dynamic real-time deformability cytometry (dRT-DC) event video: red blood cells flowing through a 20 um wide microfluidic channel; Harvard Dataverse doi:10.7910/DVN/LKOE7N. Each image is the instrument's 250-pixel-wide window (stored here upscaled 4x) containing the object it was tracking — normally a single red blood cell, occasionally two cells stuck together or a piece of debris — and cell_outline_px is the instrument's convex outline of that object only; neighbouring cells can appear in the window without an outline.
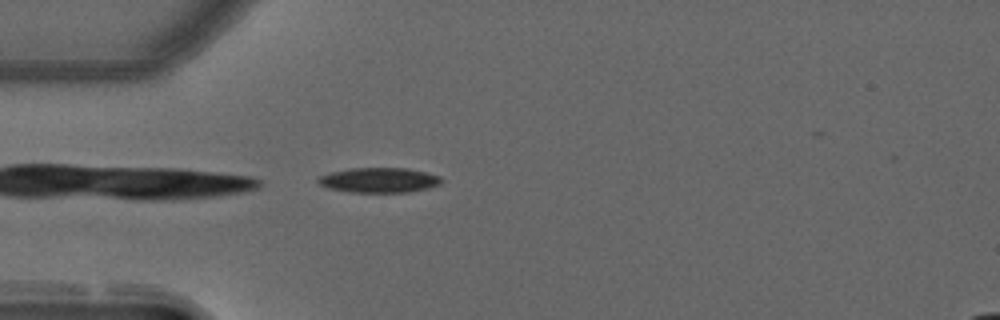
{"species": "common noctule bat (a hibernating species)", "species_latin": "Nyctalus noctula", "temperature_condition": "warm", "stored_images_in_passage": 29, "camera_frame_rate_fps": 3000, "um_per_image_px": 0.085, "animal": {"sex": "male", "forearm_length_mm": 52.5}, "frame": {"image": 1, "passage_image": 1, "time_ms": 0.0, "image_size_px": [1000, 320], "cell_outline_px": [[444, 180], [440, 184], [428, 188], [408, 192], [352, 192], [328, 188], [320, 184], [316, 180], [320, 176], [332, 172], [352, 168], [408, 168], [440, 176]], "centroid_in_image_um": [32.25, 15.31], "position_along_channel_um": 52.8, "area_um2": 17.8}}
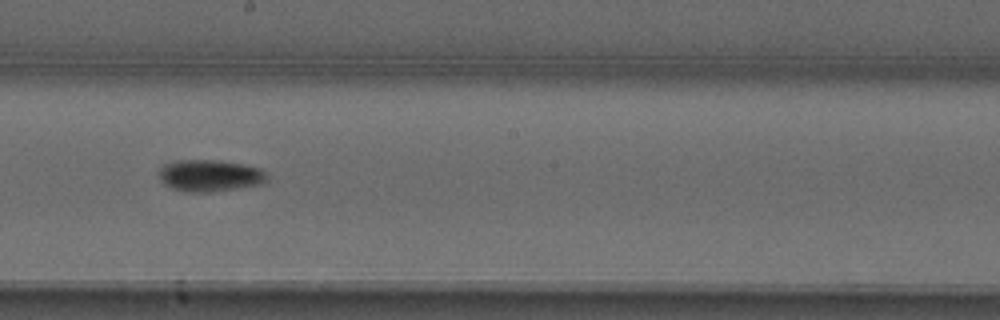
{"frame": {"image": 2, "passage_image": 16, "time_ms": 5.0, "image_size_px": [1000, 320], "cell_outline_px": [[264, 184], [208, 192], [188, 192], [172, 188], [164, 184], [160, 180], [160, 168], [164, 164], [180, 160], [220, 160], [244, 164], [260, 168], [264, 172]], "centroid_in_image_um": [17.81, 14.92], "position_along_channel_um": 230.4, "area_um2": 19.83}}
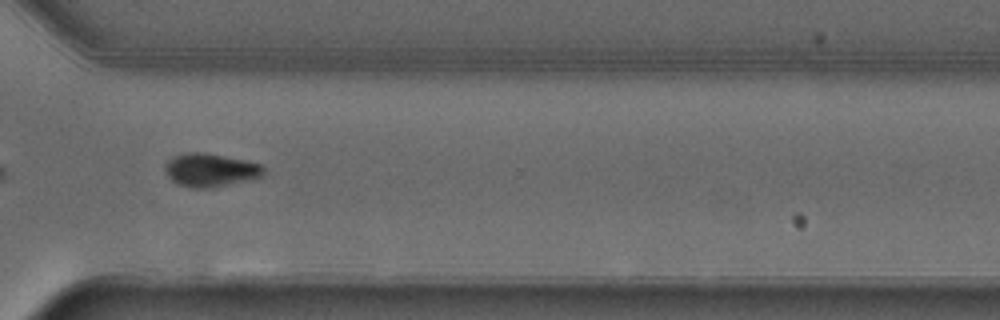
{"frame": {"image": 3, "passage_image": 26, "time_ms": 8.333, "image_size_px": [1000, 320], "cell_outline_px": [[264, 172], [260, 176], [244, 180], [208, 188], [192, 188], [180, 184], [172, 180], [168, 176], [164, 168], [168, 160], [176, 156], [188, 152], [204, 152], [244, 160], [260, 164], [264, 168]], "centroid_in_image_um": [17.85, 14.44], "position_along_channel_um": 352.8, "area_um2": 18.55}, "authors_computed_cell_mechanics": {"area_um2": 18.9006, "velocity_mm_per_s": 3.6883, "shape_relaxation_time_tau1_ms": 3.859, "shape_relaxation_time_tau2_ms": null, "deformation_change_tau1": 0.1502, "deformation_change_tau2": null}}